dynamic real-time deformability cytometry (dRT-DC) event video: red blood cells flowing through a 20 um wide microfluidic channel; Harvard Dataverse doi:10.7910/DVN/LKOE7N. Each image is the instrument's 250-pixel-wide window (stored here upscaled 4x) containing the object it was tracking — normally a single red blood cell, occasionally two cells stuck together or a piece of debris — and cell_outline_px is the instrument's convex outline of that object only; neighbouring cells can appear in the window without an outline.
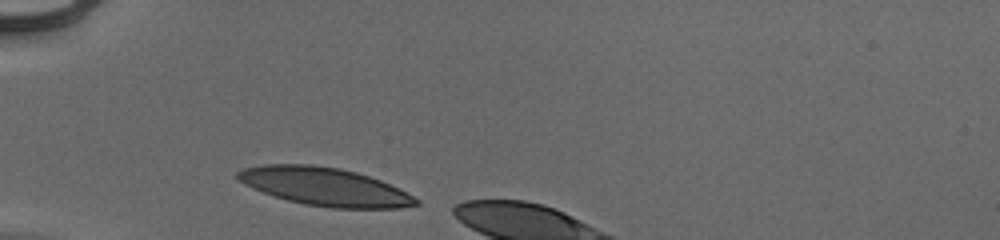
{"species": "human", "species_latin": "Homo sapiens", "temperature_condition": "cold", "stored_images_in_passage": 4, "camera_frame_rate_fps": 3000, "um_per_image_px": 0.085, "donor": {"sex": "male"}, "frame": {"image": 1, "passage_image": 1, "time_ms": 0.0, "image_size_px": [1000, 240], "cell_outline_px": [[420, 204], [400, 208], [332, 208], [304, 204], [288, 200], [252, 188], [236, 180], [236, 172], [244, 168], [264, 164], [312, 164], [340, 168], [356, 172], [380, 180], [420, 200]], "centroid_in_image_um": [27.56, 15.86], "position_along_channel_um": 57.4, "area_um2": 39.36}}